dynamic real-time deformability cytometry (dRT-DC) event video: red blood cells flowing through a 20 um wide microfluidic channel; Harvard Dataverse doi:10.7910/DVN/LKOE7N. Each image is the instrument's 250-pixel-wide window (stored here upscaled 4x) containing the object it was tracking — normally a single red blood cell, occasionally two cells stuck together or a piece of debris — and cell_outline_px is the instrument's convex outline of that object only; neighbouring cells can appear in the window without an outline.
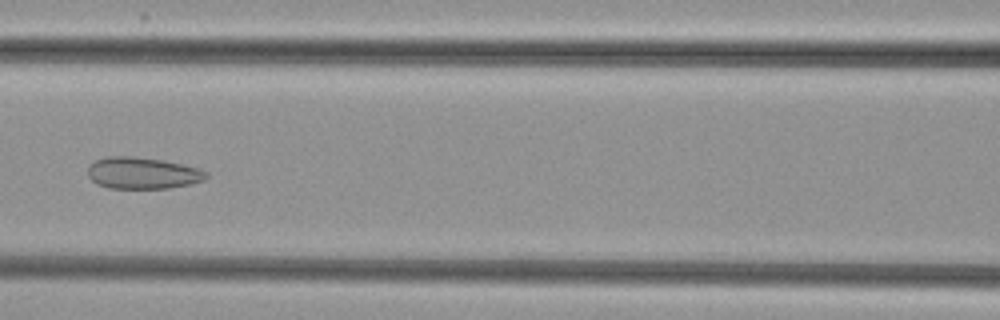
{"species": "common noctule bat (a hibernating species)", "species_latin": "Nyctalus noctula", "temperature_condition": "cold", "stored_images_in_passage": 6, "camera_frame_rate_fps": 3000, "um_per_image_px": 0.085, "animal": {"sex": "female", "body_mass_g": 29.2, "forearm_length_mm": 56.3}, "frame": {"image": 1, "passage_image": 6, "time_ms": 6.0, "image_size_px": [1000, 320], "cell_outline_px": [[208, 176], [204, 180], [192, 184], [168, 188], [108, 188], [96, 184], [88, 176], [88, 164], [96, 160], [108, 156], [132, 156], [164, 160], [200, 168], [208, 172]], "centroid_in_image_um": [12.13, 14.71], "position_along_channel_um": 154.5, "area_um2": 22.08}}